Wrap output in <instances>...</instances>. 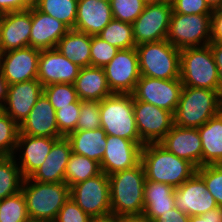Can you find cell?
I'll use <instances>...</instances> for the list:
<instances>
[{
    "label": "cell",
    "instance_id": "obj_1",
    "mask_svg": "<svg viewBox=\"0 0 222 222\" xmlns=\"http://www.w3.org/2000/svg\"><path fill=\"white\" fill-rule=\"evenodd\" d=\"M141 163L147 180L174 188L181 186L197 171L192 163L177 157L160 143H146L142 147Z\"/></svg>",
    "mask_w": 222,
    "mask_h": 222
},
{
    "label": "cell",
    "instance_id": "obj_2",
    "mask_svg": "<svg viewBox=\"0 0 222 222\" xmlns=\"http://www.w3.org/2000/svg\"><path fill=\"white\" fill-rule=\"evenodd\" d=\"M108 177L111 213L118 217L142 214L146 180L142 163Z\"/></svg>",
    "mask_w": 222,
    "mask_h": 222
},
{
    "label": "cell",
    "instance_id": "obj_3",
    "mask_svg": "<svg viewBox=\"0 0 222 222\" xmlns=\"http://www.w3.org/2000/svg\"><path fill=\"white\" fill-rule=\"evenodd\" d=\"M21 191L26 199L27 213L33 222H54L64 203L70 198V187L65 183L23 180Z\"/></svg>",
    "mask_w": 222,
    "mask_h": 222
},
{
    "label": "cell",
    "instance_id": "obj_4",
    "mask_svg": "<svg viewBox=\"0 0 222 222\" xmlns=\"http://www.w3.org/2000/svg\"><path fill=\"white\" fill-rule=\"evenodd\" d=\"M222 110V93L209 89L183 86L174 124L184 128H199Z\"/></svg>",
    "mask_w": 222,
    "mask_h": 222
},
{
    "label": "cell",
    "instance_id": "obj_5",
    "mask_svg": "<svg viewBox=\"0 0 222 222\" xmlns=\"http://www.w3.org/2000/svg\"><path fill=\"white\" fill-rule=\"evenodd\" d=\"M101 128L106 135L132 140L142 147L133 110V95L113 93L100 101Z\"/></svg>",
    "mask_w": 222,
    "mask_h": 222
},
{
    "label": "cell",
    "instance_id": "obj_6",
    "mask_svg": "<svg viewBox=\"0 0 222 222\" xmlns=\"http://www.w3.org/2000/svg\"><path fill=\"white\" fill-rule=\"evenodd\" d=\"M180 79L183 86L221 91L219 72L210 45L181 50Z\"/></svg>",
    "mask_w": 222,
    "mask_h": 222
},
{
    "label": "cell",
    "instance_id": "obj_7",
    "mask_svg": "<svg viewBox=\"0 0 222 222\" xmlns=\"http://www.w3.org/2000/svg\"><path fill=\"white\" fill-rule=\"evenodd\" d=\"M140 76L157 79L180 78L181 50L171 45L166 39L138 45Z\"/></svg>",
    "mask_w": 222,
    "mask_h": 222
},
{
    "label": "cell",
    "instance_id": "obj_8",
    "mask_svg": "<svg viewBox=\"0 0 222 222\" xmlns=\"http://www.w3.org/2000/svg\"><path fill=\"white\" fill-rule=\"evenodd\" d=\"M166 40L179 50L211 43V14L172 13Z\"/></svg>",
    "mask_w": 222,
    "mask_h": 222
},
{
    "label": "cell",
    "instance_id": "obj_9",
    "mask_svg": "<svg viewBox=\"0 0 222 222\" xmlns=\"http://www.w3.org/2000/svg\"><path fill=\"white\" fill-rule=\"evenodd\" d=\"M70 197L90 217L111 213L109 177L104 172L70 187Z\"/></svg>",
    "mask_w": 222,
    "mask_h": 222
},
{
    "label": "cell",
    "instance_id": "obj_10",
    "mask_svg": "<svg viewBox=\"0 0 222 222\" xmlns=\"http://www.w3.org/2000/svg\"><path fill=\"white\" fill-rule=\"evenodd\" d=\"M172 12V4L167 1L145 5L132 23L135 45L166 39Z\"/></svg>",
    "mask_w": 222,
    "mask_h": 222
},
{
    "label": "cell",
    "instance_id": "obj_11",
    "mask_svg": "<svg viewBox=\"0 0 222 222\" xmlns=\"http://www.w3.org/2000/svg\"><path fill=\"white\" fill-rule=\"evenodd\" d=\"M183 84L181 79H157L140 76L132 93L135 100L150 103L174 114Z\"/></svg>",
    "mask_w": 222,
    "mask_h": 222
},
{
    "label": "cell",
    "instance_id": "obj_12",
    "mask_svg": "<svg viewBox=\"0 0 222 222\" xmlns=\"http://www.w3.org/2000/svg\"><path fill=\"white\" fill-rule=\"evenodd\" d=\"M103 69L112 93L132 94L140 78L136 48L119 50Z\"/></svg>",
    "mask_w": 222,
    "mask_h": 222
},
{
    "label": "cell",
    "instance_id": "obj_13",
    "mask_svg": "<svg viewBox=\"0 0 222 222\" xmlns=\"http://www.w3.org/2000/svg\"><path fill=\"white\" fill-rule=\"evenodd\" d=\"M133 110L138 134L145 144L159 143L174 125L173 113L134 97Z\"/></svg>",
    "mask_w": 222,
    "mask_h": 222
},
{
    "label": "cell",
    "instance_id": "obj_14",
    "mask_svg": "<svg viewBox=\"0 0 222 222\" xmlns=\"http://www.w3.org/2000/svg\"><path fill=\"white\" fill-rule=\"evenodd\" d=\"M175 207L189 217L203 215L218 204L207 190L204 180L195 173L181 186L175 188Z\"/></svg>",
    "mask_w": 222,
    "mask_h": 222
},
{
    "label": "cell",
    "instance_id": "obj_15",
    "mask_svg": "<svg viewBox=\"0 0 222 222\" xmlns=\"http://www.w3.org/2000/svg\"><path fill=\"white\" fill-rule=\"evenodd\" d=\"M142 146L118 136L106 135L105 154L100 163L107 176L133 168L141 162Z\"/></svg>",
    "mask_w": 222,
    "mask_h": 222
},
{
    "label": "cell",
    "instance_id": "obj_16",
    "mask_svg": "<svg viewBox=\"0 0 222 222\" xmlns=\"http://www.w3.org/2000/svg\"><path fill=\"white\" fill-rule=\"evenodd\" d=\"M40 52L29 46L2 53L0 69L7 84L37 79Z\"/></svg>",
    "mask_w": 222,
    "mask_h": 222
},
{
    "label": "cell",
    "instance_id": "obj_17",
    "mask_svg": "<svg viewBox=\"0 0 222 222\" xmlns=\"http://www.w3.org/2000/svg\"><path fill=\"white\" fill-rule=\"evenodd\" d=\"M80 67L54 49L41 50L38 59L37 80L43 87L55 83L74 84Z\"/></svg>",
    "mask_w": 222,
    "mask_h": 222
},
{
    "label": "cell",
    "instance_id": "obj_18",
    "mask_svg": "<svg viewBox=\"0 0 222 222\" xmlns=\"http://www.w3.org/2000/svg\"><path fill=\"white\" fill-rule=\"evenodd\" d=\"M42 94L43 85L37 79L8 85L3 112L20 125Z\"/></svg>",
    "mask_w": 222,
    "mask_h": 222
},
{
    "label": "cell",
    "instance_id": "obj_19",
    "mask_svg": "<svg viewBox=\"0 0 222 222\" xmlns=\"http://www.w3.org/2000/svg\"><path fill=\"white\" fill-rule=\"evenodd\" d=\"M58 138L19 134L13 157L23 178H29L45 161Z\"/></svg>",
    "mask_w": 222,
    "mask_h": 222
},
{
    "label": "cell",
    "instance_id": "obj_20",
    "mask_svg": "<svg viewBox=\"0 0 222 222\" xmlns=\"http://www.w3.org/2000/svg\"><path fill=\"white\" fill-rule=\"evenodd\" d=\"M31 7L0 15V48L2 53L29 47Z\"/></svg>",
    "mask_w": 222,
    "mask_h": 222
},
{
    "label": "cell",
    "instance_id": "obj_21",
    "mask_svg": "<svg viewBox=\"0 0 222 222\" xmlns=\"http://www.w3.org/2000/svg\"><path fill=\"white\" fill-rule=\"evenodd\" d=\"M159 143L197 169L202 166V144L197 128H184L174 124Z\"/></svg>",
    "mask_w": 222,
    "mask_h": 222
},
{
    "label": "cell",
    "instance_id": "obj_22",
    "mask_svg": "<svg viewBox=\"0 0 222 222\" xmlns=\"http://www.w3.org/2000/svg\"><path fill=\"white\" fill-rule=\"evenodd\" d=\"M55 109L43 93L27 118L19 125V134L35 137H63L59 133Z\"/></svg>",
    "mask_w": 222,
    "mask_h": 222
},
{
    "label": "cell",
    "instance_id": "obj_23",
    "mask_svg": "<svg viewBox=\"0 0 222 222\" xmlns=\"http://www.w3.org/2000/svg\"><path fill=\"white\" fill-rule=\"evenodd\" d=\"M31 33L29 46L38 50L56 48L59 40L70 30L61 21L31 7Z\"/></svg>",
    "mask_w": 222,
    "mask_h": 222
},
{
    "label": "cell",
    "instance_id": "obj_24",
    "mask_svg": "<svg viewBox=\"0 0 222 222\" xmlns=\"http://www.w3.org/2000/svg\"><path fill=\"white\" fill-rule=\"evenodd\" d=\"M71 153V145L67 137L57 139L45 161L30 178L34 181L46 183L65 182V171Z\"/></svg>",
    "mask_w": 222,
    "mask_h": 222
},
{
    "label": "cell",
    "instance_id": "obj_25",
    "mask_svg": "<svg viewBox=\"0 0 222 222\" xmlns=\"http://www.w3.org/2000/svg\"><path fill=\"white\" fill-rule=\"evenodd\" d=\"M112 19L110 2L78 0L77 18L74 30L91 36L99 35Z\"/></svg>",
    "mask_w": 222,
    "mask_h": 222
},
{
    "label": "cell",
    "instance_id": "obj_26",
    "mask_svg": "<svg viewBox=\"0 0 222 222\" xmlns=\"http://www.w3.org/2000/svg\"><path fill=\"white\" fill-rule=\"evenodd\" d=\"M74 87L82 101H102L113 94L108 86L103 68L84 67L75 79Z\"/></svg>",
    "mask_w": 222,
    "mask_h": 222
},
{
    "label": "cell",
    "instance_id": "obj_27",
    "mask_svg": "<svg viewBox=\"0 0 222 222\" xmlns=\"http://www.w3.org/2000/svg\"><path fill=\"white\" fill-rule=\"evenodd\" d=\"M175 207V188L169 184L145 180L143 213L155 221Z\"/></svg>",
    "mask_w": 222,
    "mask_h": 222
},
{
    "label": "cell",
    "instance_id": "obj_28",
    "mask_svg": "<svg viewBox=\"0 0 222 222\" xmlns=\"http://www.w3.org/2000/svg\"><path fill=\"white\" fill-rule=\"evenodd\" d=\"M202 144V166L222 164V110L198 128Z\"/></svg>",
    "mask_w": 222,
    "mask_h": 222
},
{
    "label": "cell",
    "instance_id": "obj_29",
    "mask_svg": "<svg viewBox=\"0 0 222 222\" xmlns=\"http://www.w3.org/2000/svg\"><path fill=\"white\" fill-rule=\"evenodd\" d=\"M72 153L86 156L101 163L105 154L106 132L101 127L94 130H76L66 136Z\"/></svg>",
    "mask_w": 222,
    "mask_h": 222
},
{
    "label": "cell",
    "instance_id": "obj_30",
    "mask_svg": "<svg viewBox=\"0 0 222 222\" xmlns=\"http://www.w3.org/2000/svg\"><path fill=\"white\" fill-rule=\"evenodd\" d=\"M92 36L70 29L57 43L56 50L80 68L91 66Z\"/></svg>",
    "mask_w": 222,
    "mask_h": 222
},
{
    "label": "cell",
    "instance_id": "obj_31",
    "mask_svg": "<svg viewBox=\"0 0 222 222\" xmlns=\"http://www.w3.org/2000/svg\"><path fill=\"white\" fill-rule=\"evenodd\" d=\"M101 173L102 170L99 162L86 156L71 153L65 171V183L72 187Z\"/></svg>",
    "mask_w": 222,
    "mask_h": 222
},
{
    "label": "cell",
    "instance_id": "obj_32",
    "mask_svg": "<svg viewBox=\"0 0 222 222\" xmlns=\"http://www.w3.org/2000/svg\"><path fill=\"white\" fill-rule=\"evenodd\" d=\"M35 7L74 29L77 18L78 0H39Z\"/></svg>",
    "mask_w": 222,
    "mask_h": 222
},
{
    "label": "cell",
    "instance_id": "obj_33",
    "mask_svg": "<svg viewBox=\"0 0 222 222\" xmlns=\"http://www.w3.org/2000/svg\"><path fill=\"white\" fill-rule=\"evenodd\" d=\"M23 176L13 156H0V200L21 191Z\"/></svg>",
    "mask_w": 222,
    "mask_h": 222
},
{
    "label": "cell",
    "instance_id": "obj_34",
    "mask_svg": "<svg viewBox=\"0 0 222 222\" xmlns=\"http://www.w3.org/2000/svg\"><path fill=\"white\" fill-rule=\"evenodd\" d=\"M98 36L119 50L136 47L132 24L114 18Z\"/></svg>",
    "mask_w": 222,
    "mask_h": 222
},
{
    "label": "cell",
    "instance_id": "obj_35",
    "mask_svg": "<svg viewBox=\"0 0 222 222\" xmlns=\"http://www.w3.org/2000/svg\"><path fill=\"white\" fill-rule=\"evenodd\" d=\"M22 191L0 200V222H29Z\"/></svg>",
    "mask_w": 222,
    "mask_h": 222
},
{
    "label": "cell",
    "instance_id": "obj_36",
    "mask_svg": "<svg viewBox=\"0 0 222 222\" xmlns=\"http://www.w3.org/2000/svg\"><path fill=\"white\" fill-rule=\"evenodd\" d=\"M19 125L3 111L0 113V156H13L17 146Z\"/></svg>",
    "mask_w": 222,
    "mask_h": 222
},
{
    "label": "cell",
    "instance_id": "obj_37",
    "mask_svg": "<svg viewBox=\"0 0 222 222\" xmlns=\"http://www.w3.org/2000/svg\"><path fill=\"white\" fill-rule=\"evenodd\" d=\"M43 93L56 110L79 100L74 84L55 83L43 87Z\"/></svg>",
    "mask_w": 222,
    "mask_h": 222
},
{
    "label": "cell",
    "instance_id": "obj_38",
    "mask_svg": "<svg viewBox=\"0 0 222 222\" xmlns=\"http://www.w3.org/2000/svg\"><path fill=\"white\" fill-rule=\"evenodd\" d=\"M196 173L204 180L218 206L222 207V164L203 165Z\"/></svg>",
    "mask_w": 222,
    "mask_h": 222
},
{
    "label": "cell",
    "instance_id": "obj_39",
    "mask_svg": "<svg viewBox=\"0 0 222 222\" xmlns=\"http://www.w3.org/2000/svg\"><path fill=\"white\" fill-rule=\"evenodd\" d=\"M110 5L114 19L132 24L146 4L142 0H110Z\"/></svg>",
    "mask_w": 222,
    "mask_h": 222
},
{
    "label": "cell",
    "instance_id": "obj_40",
    "mask_svg": "<svg viewBox=\"0 0 222 222\" xmlns=\"http://www.w3.org/2000/svg\"><path fill=\"white\" fill-rule=\"evenodd\" d=\"M81 100L69 104V106L60 107L56 110V120L58 124L59 133L66 137L71 132L76 131V124L80 115Z\"/></svg>",
    "mask_w": 222,
    "mask_h": 222
},
{
    "label": "cell",
    "instance_id": "obj_41",
    "mask_svg": "<svg viewBox=\"0 0 222 222\" xmlns=\"http://www.w3.org/2000/svg\"><path fill=\"white\" fill-rule=\"evenodd\" d=\"M118 51V48L108 44L98 35H93L91 42V66L104 68Z\"/></svg>",
    "mask_w": 222,
    "mask_h": 222
},
{
    "label": "cell",
    "instance_id": "obj_42",
    "mask_svg": "<svg viewBox=\"0 0 222 222\" xmlns=\"http://www.w3.org/2000/svg\"><path fill=\"white\" fill-rule=\"evenodd\" d=\"M101 127L100 102L82 101L76 130H94Z\"/></svg>",
    "mask_w": 222,
    "mask_h": 222
},
{
    "label": "cell",
    "instance_id": "obj_43",
    "mask_svg": "<svg viewBox=\"0 0 222 222\" xmlns=\"http://www.w3.org/2000/svg\"><path fill=\"white\" fill-rule=\"evenodd\" d=\"M86 214L70 197L62 206L54 222H90Z\"/></svg>",
    "mask_w": 222,
    "mask_h": 222
},
{
    "label": "cell",
    "instance_id": "obj_44",
    "mask_svg": "<svg viewBox=\"0 0 222 222\" xmlns=\"http://www.w3.org/2000/svg\"><path fill=\"white\" fill-rule=\"evenodd\" d=\"M172 13L180 14H212L213 10L209 7L206 0H173Z\"/></svg>",
    "mask_w": 222,
    "mask_h": 222
},
{
    "label": "cell",
    "instance_id": "obj_45",
    "mask_svg": "<svg viewBox=\"0 0 222 222\" xmlns=\"http://www.w3.org/2000/svg\"><path fill=\"white\" fill-rule=\"evenodd\" d=\"M211 43L222 44V7L211 14Z\"/></svg>",
    "mask_w": 222,
    "mask_h": 222
},
{
    "label": "cell",
    "instance_id": "obj_46",
    "mask_svg": "<svg viewBox=\"0 0 222 222\" xmlns=\"http://www.w3.org/2000/svg\"><path fill=\"white\" fill-rule=\"evenodd\" d=\"M190 217L174 207L172 210L160 215L155 222H189Z\"/></svg>",
    "mask_w": 222,
    "mask_h": 222
},
{
    "label": "cell",
    "instance_id": "obj_47",
    "mask_svg": "<svg viewBox=\"0 0 222 222\" xmlns=\"http://www.w3.org/2000/svg\"><path fill=\"white\" fill-rule=\"evenodd\" d=\"M189 222H222V207L218 206L203 215L191 216Z\"/></svg>",
    "mask_w": 222,
    "mask_h": 222
},
{
    "label": "cell",
    "instance_id": "obj_48",
    "mask_svg": "<svg viewBox=\"0 0 222 222\" xmlns=\"http://www.w3.org/2000/svg\"><path fill=\"white\" fill-rule=\"evenodd\" d=\"M23 0H0V15L28 9Z\"/></svg>",
    "mask_w": 222,
    "mask_h": 222
},
{
    "label": "cell",
    "instance_id": "obj_49",
    "mask_svg": "<svg viewBox=\"0 0 222 222\" xmlns=\"http://www.w3.org/2000/svg\"><path fill=\"white\" fill-rule=\"evenodd\" d=\"M209 45L211 47V51L218 68L219 79L221 83V93H222V44L210 43Z\"/></svg>",
    "mask_w": 222,
    "mask_h": 222
},
{
    "label": "cell",
    "instance_id": "obj_50",
    "mask_svg": "<svg viewBox=\"0 0 222 222\" xmlns=\"http://www.w3.org/2000/svg\"><path fill=\"white\" fill-rule=\"evenodd\" d=\"M119 222H155L144 213L119 216Z\"/></svg>",
    "mask_w": 222,
    "mask_h": 222
},
{
    "label": "cell",
    "instance_id": "obj_51",
    "mask_svg": "<svg viewBox=\"0 0 222 222\" xmlns=\"http://www.w3.org/2000/svg\"><path fill=\"white\" fill-rule=\"evenodd\" d=\"M7 90L8 84L5 78L3 77L2 71L0 69V105H3L6 100Z\"/></svg>",
    "mask_w": 222,
    "mask_h": 222
},
{
    "label": "cell",
    "instance_id": "obj_52",
    "mask_svg": "<svg viewBox=\"0 0 222 222\" xmlns=\"http://www.w3.org/2000/svg\"><path fill=\"white\" fill-rule=\"evenodd\" d=\"M90 222H119V217L109 213L103 216L91 217Z\"/></svg>",
    "mask_w": 222,
    "mask_h": 222
},
{
    "label": "cell",
    "instance_id": "obj_53",
    "mask_svg": "<svg viewBox=\"0 0 222 222\" xmlns=\"http://www.w3.org/2000/svg\"><path fill=\"white\" fill-rule=\"evenodd\" d=\"M206 2L212 10L222 7V0H206Z\"/></svg>",
    "mask_w": 222,
    "mask_h": 222
},
{
    "label": "cell",
    "instance_id": "obj_54",
    "mask_svg": "<svg viewBox=\"0 0 222 222\" xmlns=\"http://www.w3.org/2000/svg\"><path fill=\"white\" fill-rule=\"evenodd\" d=\"M29 7L35 6L39 0H23Z\"/></svg>",
    "mask_w": 222,
    "mask_h": 222
},
{
    "label": "cell",
    "instance_id": "obj_55",
    "mask_svg": "<svg viewBox=\"0 0 222 222\" xmlns=\"http://www.w3.org/2000/svg\"><path fill=\"white\" fill-rule=\"evenodd\" d=\"M146 5L147 4H156V3H160L163 2L165 0H142Z\"/></svg>",
    "mask_w": 222,
    "mask_h": 222
},
{
    "label": "cell",
    "instance_id": "obj_56",
    "mask_svg": "<svg viewBox=\"0 0 222 222\" xmlns=\"http://www.w3.org/2000/svg\"><path fill=\"white\" fill-rule=\"evenodd\" d=\"M1 57H2V51H1V48H0V66H1Z\"/></svg>",
    "mask_w": 222,
    "mask_h": 222
},
{
    "label": "cell",
    "instance_id": "obj_57",
    "mask_svg": "<svg viewBox=\"0 0 222 222\" xmlns=\"http://www.w3.org/2000/svg\"><path fill=\"white\" fill-rule=\"evenodd\" d=\"M97 2H100V1H104V2H110V0H96Z\"/></svg>",
    "mask_w": 222,
    "mask_h": 222
},
{
    "label": "cell",
    "instance_id": "obj_58",
    "mask_svg": "<svg viewBox=\"0 0 222 222\" xmlns=\"http://www.w3.org/2000/svg\"><path fill=\"white\" fill-rule=\"evenodd\" d=\"M3 111V109H2V105H0V113Z\"/></svg>",
    "mask_w": 222,
    "mask_h": 222
}]
</instances>
